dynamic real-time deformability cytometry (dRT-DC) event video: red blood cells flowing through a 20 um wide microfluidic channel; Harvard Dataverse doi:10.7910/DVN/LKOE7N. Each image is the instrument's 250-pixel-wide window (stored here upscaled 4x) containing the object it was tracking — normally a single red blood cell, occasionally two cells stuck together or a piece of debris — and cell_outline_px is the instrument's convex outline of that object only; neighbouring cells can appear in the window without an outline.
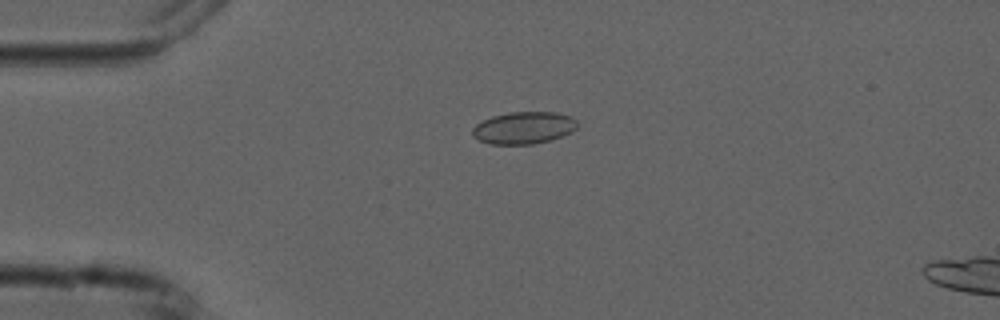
{"species": "common noctule bat (a hibernating species)", "species_latin": "Nyctalus noctula", "temperature_condition": "cold", "stored_images_in_passage": 5, "camera_frame_rate_fps": 3000, "um_per_image_px": 0.085, "animal": {"sex": "male", "forearm_length_mm": 52.5}, "frame": {"image": 1, "passage_image": 3, "time_ms": 3.333, "image_size_px": [1000, 320], "cell_outline_px": [[580, 124], [572, 132], [552, 140], [532, 144], [492, 144], [480, 140], [472, 136], [472, 128], [476, 124], [492, 116], [508, 112], [556, 112], [572, 116]], "centroid_in_image_um": [44.56, 10.86], "position_along_channel_um": 40.4, "area_um2": 19.83}}